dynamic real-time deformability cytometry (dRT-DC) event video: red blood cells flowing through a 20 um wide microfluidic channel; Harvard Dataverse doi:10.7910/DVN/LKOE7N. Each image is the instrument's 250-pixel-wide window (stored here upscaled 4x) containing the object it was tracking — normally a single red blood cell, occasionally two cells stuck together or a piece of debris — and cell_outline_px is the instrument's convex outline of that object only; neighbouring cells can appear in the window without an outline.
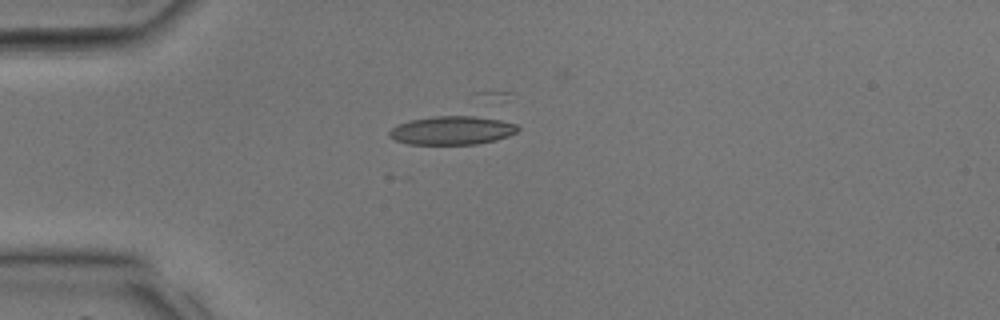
{"species": "common noctule bat (a hibernating species)", "species_latin": "Nyctalus noctula", "temperature_condition": "room temperature", "stored_images_in_passage": 18, "camera_frame_rate_fps": 3000, "um_per_image_px": 0.085, "animal": {"sex": "male", "body_mass_g": 17.9, "forearm_length_mm": 54.2}, "frame": {"image": 1, "passage_image": 1, "time_ms": 0.0, "image_size_px": [1000, 320], "cell_outline_px": [[520, 128], [516, 132], [508, 136], [496, 140], [476, 144], [408, 144], [396, 140], [388, 136], [388, 132], [396, 124], [412, 120], [432, 116], [472, 116], [500, 120], [516, 124]], "centroid_in_image_um": [38.4, 11.08], "position_along_channel_um": 46.6, "area_um2": 21.33}}
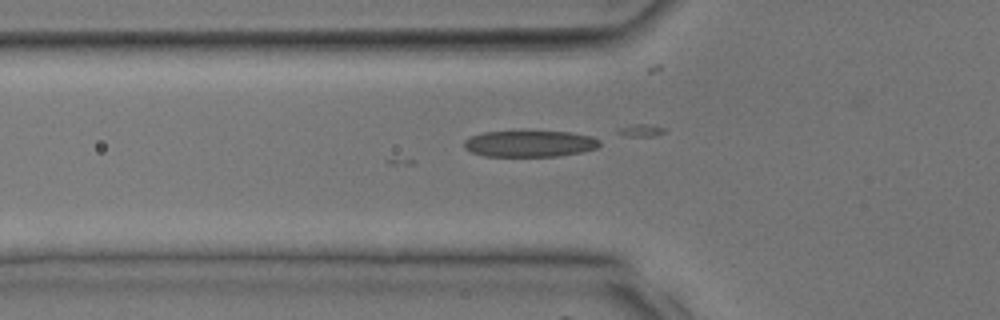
{"frame": {"image": 2, "passage_image": 4, "time_ms": 1.0, "image_size_px": [1000, 320], "cell_outline_px": [[600, 144], [596, 148], [580, 152], [556, 156], [484, 156], [472, 152], [464, 148], [464, 140], [472, 136], [484, 132], [572, 132], [588, 136], [600, 140]], "centroid_in_image_um": [45.0, 12.22], "position_along_channel_um": 80.8, "area_um2": 20.46}}
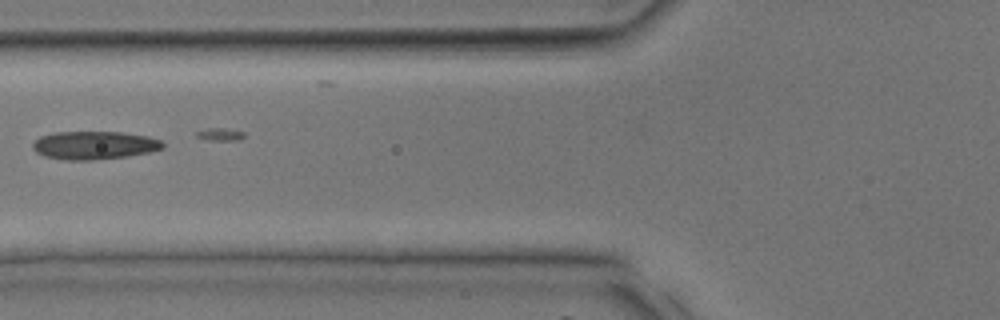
{"frame": {"image": 3, "passage_image": 6, "time_ms": 1.667, "image_size_px": [1000, 320], "cell_outline_px": [[164, 148], [152, 152], [128, 156], [92, 160], [64, 160], [44, 156], [36, 152], [32, 148], [32, 144], [40, 136], [52, 132], [120, 132], [148, 136], [160, 140], [164, 144]], "centroid_in_image_um": [8.01, 12.35], "position_along_channel_um": 117.8, "area_um2": 21.5}}